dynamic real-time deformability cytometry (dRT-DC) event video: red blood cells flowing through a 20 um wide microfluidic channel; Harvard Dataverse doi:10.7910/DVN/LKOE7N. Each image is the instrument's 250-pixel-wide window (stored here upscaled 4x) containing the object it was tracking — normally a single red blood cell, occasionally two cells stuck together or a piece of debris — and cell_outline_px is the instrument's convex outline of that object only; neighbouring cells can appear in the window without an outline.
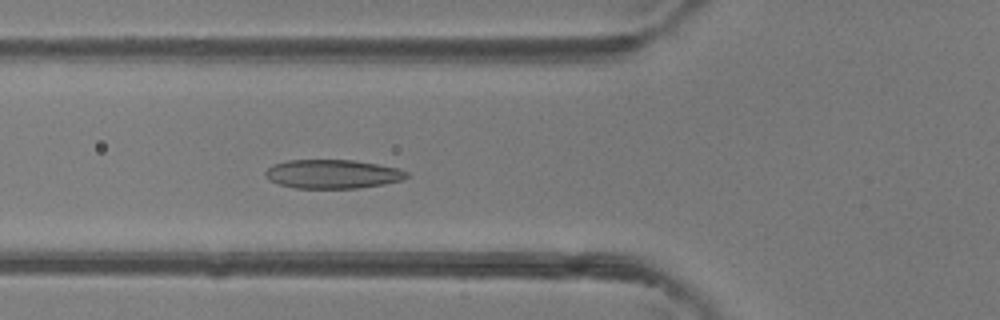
{"species": "common noctule bat (a hibernating species)", "species_latin": "Nyctalus noctula", "temperature_condition": "room temperature", "stored_images_in_passage": 45, "camera_frame_rate_fps": 3000, "um_per_image_px": 0.085, "animal": {"sex": "female"}, "frame": {"image": 1, "passage_image": 16, "time_ms": 5.0, "image_size_px": [1000, 320], "cell_outline_px": [[408, 176], [404, 180], [384, 184], [360, 188], [296, 188], [280, 184], [264, 176], [264, 172], [272, 164], [288, 160], [352, 160], [380, 164], [400, 168], [408, 172]], "centroid_in_image_um": [28.31, 14.79], "position_along_channel_um": 97.5, "area_um2": 23.93}}
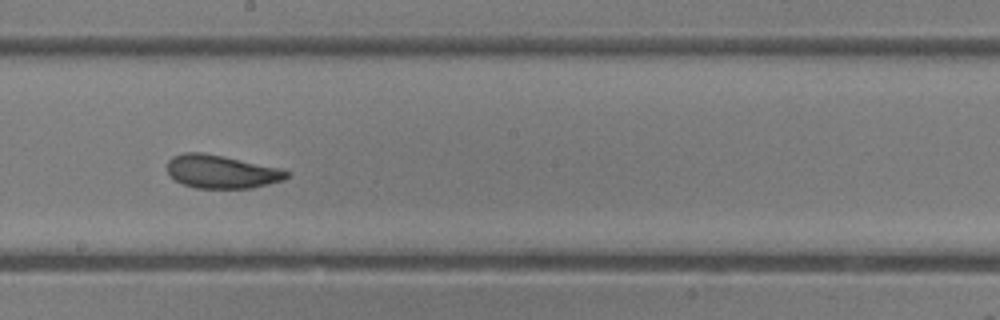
{"frame": {"image": 2, "passage_image": 25, "time_ms": 8.0, "image_size_px": [1000, 320], "cell_outline_px": [[292, 172], [284, 180], [252, 188], [196, 188], [184, 184], [168, 176], [168, 160], [172, 156], [184, 152], [200, 152], [224, 156], [280, 168]], "centroid_in_image_um": [18.83, 14.59], "position_along_channel_um": 229.4, "area_um2": 23.24}}
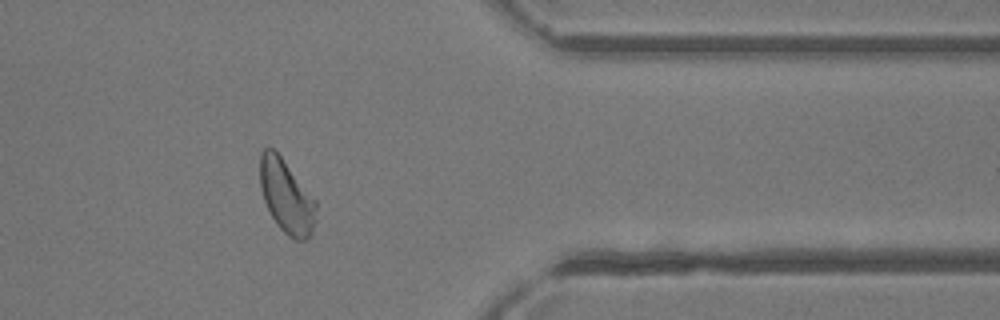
{"frame": {"image": 3, "passage_image": 37, "time_ms": 12.0, "image_size_px": [1000, 320], "cell_outline_px": [[316, 220], [312, 232], [308, 240], [296, 240], [288, 236], [276, 224], [264, 200], [260, 188], [260, 152], [264, 148], [272, 148], [280, 156], [316, 200]], "centroid_in_image_um": [24.35, 16.73], "position_along_channel_um": 387.0, "area_um2": 23.87}, "authors_computed_cell_mechanics": {"area_um2": 24.0448, "velocity_mm_per_s": 4.3819, "shape_relaxation_time_tau1_ms": 3.3651, "shape_relaxation_time_tau2_ms": 1.2312, "deformation_change_tau1": 0.1293, "deformation_change_tau2": 0.0664}}